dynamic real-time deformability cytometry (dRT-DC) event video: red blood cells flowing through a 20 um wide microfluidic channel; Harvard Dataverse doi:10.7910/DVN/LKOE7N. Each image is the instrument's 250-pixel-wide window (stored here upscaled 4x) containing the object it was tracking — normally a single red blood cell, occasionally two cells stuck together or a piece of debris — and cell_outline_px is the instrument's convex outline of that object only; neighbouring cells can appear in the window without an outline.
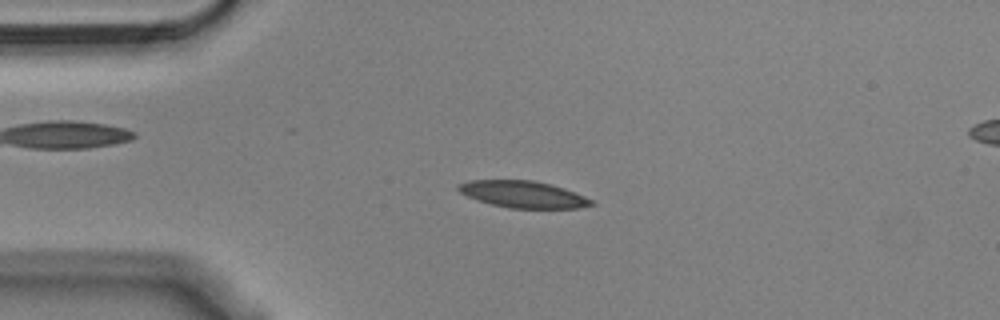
{"species": "Egyptian fruit bat (a non-hibernating species)", "species_latin": "Rousettus aegyptiacus", "temperature_condition": "cold", "stored_images_in_passage": 54, "camera_frame_rate_fps": 3000, "um_per_image_px": 0.085, "animal": {"sex": "male"}, "frame": {"image": 1, "passage_image": 12, "time_ms": 3.667, "image_size_px": [1000, 320], "cell_outline_px": [[596, 204], [580, 208], [508, 208], [476, 200], [460, 192], [456, 188], [456, 184], [468, 180], [532, 180], [552, 184], [564, 188], [584, 196], [592, 200]], "centroid_in_image_um": [44.44, 16.51], "position_along_channel_um": 40.6, "area_um2": 20.87}}
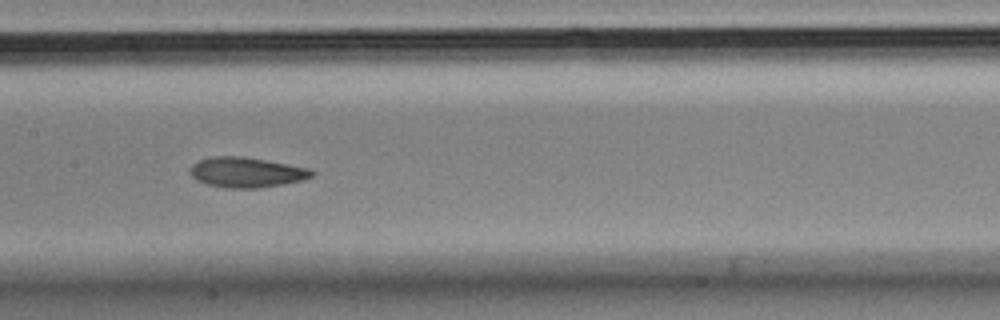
{"frame": {"image": 2, "passage_image": 26, "time_ms": 8.333, "image_size_px": [1000, 320], "cell_outline_px": [[316, 172], [312, 176], [304, 180], [284, 184], [260, 188], [224, 188], [204, 184], [196, 180], [188, 172], [192, 164], [200, 160], [212, 156], [244, 156], [288, 164], [308, 168]], "centroid_in_image_um": [20.93, 14.65], "position_along_channel_um": 186.5, "area_um2": 21.68}}
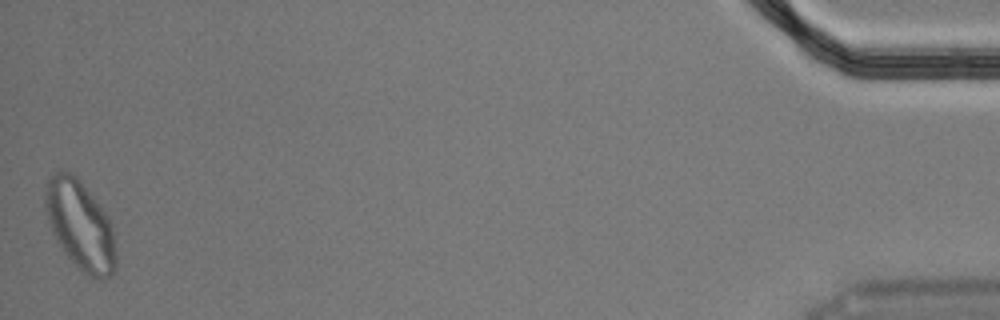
{"frame": {"image": 3, "passage_image": 54, "time_ms": 17.667, "image_size_px": [1000, 320], "cell_outline_px": [[116, 268], [112, 276], [100, 280], [96, 280], [88, 276], [64, 252], [56, 240], [52, 232], [44, 208], [44, 192], [48, 180], [56, 172], [72, 172], [76, 176], [100, 204], [108, 216], [112, 224], [116, 252]], "centroid_in_image_um": [6.84, 19.17], "position_along_channel_um": 428.4, "area_um2": 36.88}, "authors_computed_cell_mechanics": {"area_um2": 21.5594, "velocity_mm_per_s": 3.6097, "shape_relaxation_time_tau1_ms": 10.5204, "shape_relaxation_time_tau2_ms": 2.4485, "deformation_change_tau1": 0.1978, "deformation_change_tau2": 0.0816}}